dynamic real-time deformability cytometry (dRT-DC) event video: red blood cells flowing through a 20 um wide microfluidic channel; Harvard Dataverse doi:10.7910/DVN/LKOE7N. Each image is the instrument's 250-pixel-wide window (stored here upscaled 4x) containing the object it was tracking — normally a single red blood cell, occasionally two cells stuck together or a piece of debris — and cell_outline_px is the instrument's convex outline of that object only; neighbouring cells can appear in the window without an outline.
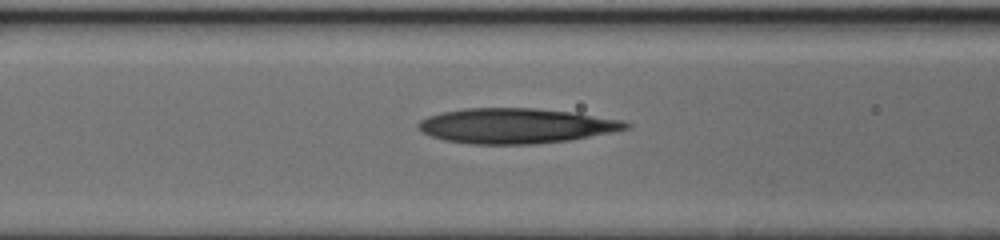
{"species": "human", "species_latin": "Homo sapiens", "temperature_condition": "cold", "stored_images_in_passage": 37, "camera_frame_rate_fps": 3000, "um_per_image_px": 0.085, "donor": {"sex": "female"}, "frame": {"image": 1, "passage_image": 18, "time_ms": 5.667, "image_size_px": [1000, 240], "cell_outline_px": [[632, 124], [628, 128], [612, 132], [568, 140], [536, 144], [472, 144], [444, 140], [432, 136], [416, 128], [416, 124], [420, 120], [428, 116], [444, 112], [464, 108], [536, 108], [576, 112], [620, 120]], "centroid_in_image_um": [43.84, 10.69], "position_along_channel_um": 122.8, "area_um2": 42.43}}
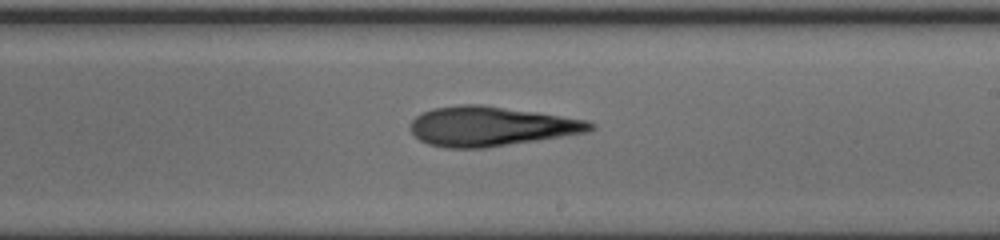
{"frame": {"image": 2, "passage_image": 27, "time_ms": 8.667, "image_size_px": [1000, 240], "cell_outline_px": [[596, 128], [588, 132], [484, 148], [448, 148], [428, 144], [420, 140], [408, 128], [408, 124], [416, 116], [432, 108], [460, 104], [480, 104], [536, 112], [588, 120], [596, 124]], "centroid_in_image_um": [41.71, 10.73], "position_along_channel_um": 247.3, "area_um2": 41.44}}
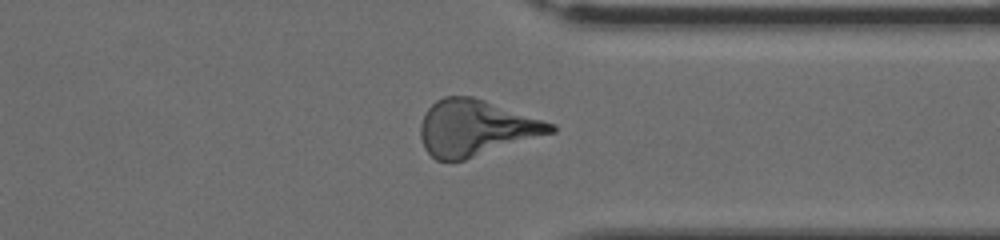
{"frame": {"image": 3, "passage_image": 36, "time_ms": 11.667, "image_size_px": [1000, 240], "cell_outline_px": [[556, 132], [464, 160], [436, 160], [424, 148], [420, 136], [420, 124], [428, 108], [436, 100], [444, 96], [472, 96], [556, 124]], "centroid_in_image_um": [40.45, 10.87], "position_along_channel_um": 371.0, "area_um2": 42.31}}